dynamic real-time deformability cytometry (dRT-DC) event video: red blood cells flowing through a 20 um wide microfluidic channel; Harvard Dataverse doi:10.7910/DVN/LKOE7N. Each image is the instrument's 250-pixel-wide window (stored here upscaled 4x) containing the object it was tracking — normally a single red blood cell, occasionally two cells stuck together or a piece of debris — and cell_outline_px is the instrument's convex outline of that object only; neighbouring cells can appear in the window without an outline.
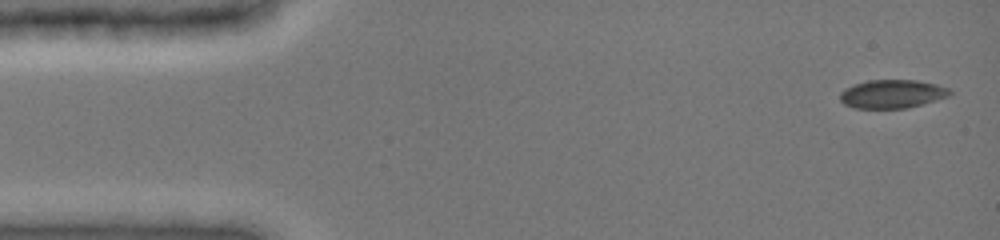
{"species": "common noctule bat (a hibernating species)", "species_latin": "Nyctalus noctula", "temperature_condition": "cold", "stored_images_in_passage": 6, "camera_frame_rate_fps": 3000, "um_per_image_px": 0.085, "animal": {"sex": "female", "body_mass_g": 19.0, "forearm_length_mm": 51.5}, "frame": {"image": 1, "passage_image": 1, "time_ms": 0.0, "image_size_px": [1000, 240], "cell_outline_px": [[952, 92], [948, 96], [936, 100], [908, 108], [856, 108], [844, 104], [840, 100], [840, 92], [852, 84], [868, 80], [916, 80], [936, 84], [948, 88]], "centroid_in_image_um": [75.81, 7.98], "position_along_channel_um": 9.2, "area_um2": 18.21}}